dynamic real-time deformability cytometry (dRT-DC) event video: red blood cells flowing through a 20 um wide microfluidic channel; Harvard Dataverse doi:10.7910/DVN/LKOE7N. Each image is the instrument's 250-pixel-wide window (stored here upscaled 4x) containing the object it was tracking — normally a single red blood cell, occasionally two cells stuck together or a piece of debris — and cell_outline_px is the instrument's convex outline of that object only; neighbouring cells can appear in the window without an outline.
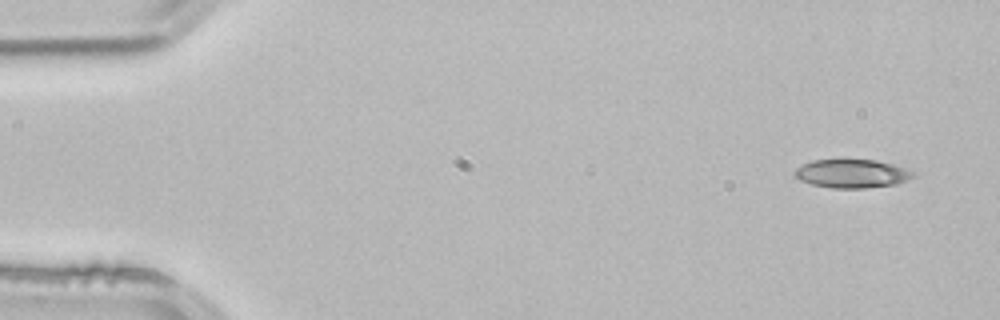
{"species": "common noctule bat (a hibernating species)", "species_latin": "Nyctalus noctula", "temperature_condition": "room temperature", "stored_images_in_passage": 4, "camera_frame_rate_fps": 3000, "um_per_image_px": 0.085, "animal": {"sex": "male", "body_mass_g": 21.5, "forearm_length_mm": 52.0}, "frame": {"image": 1, "passage_image": 1, "time_ms": 0.0, "image_size_px": [1000, 320], "cell_outline_px": [[916, 176], [908, 180], [896, 184], [864, 188], [832, 188], [812, 184], [800, 180], [792, 172], [796, 168], [812, 160], [876, 160], [892, 164], [912, 172]], "centroid_in_image_um": [72.39, 14.76], "position_along_channel_um": 12.6, "area_um2": 19.48}}
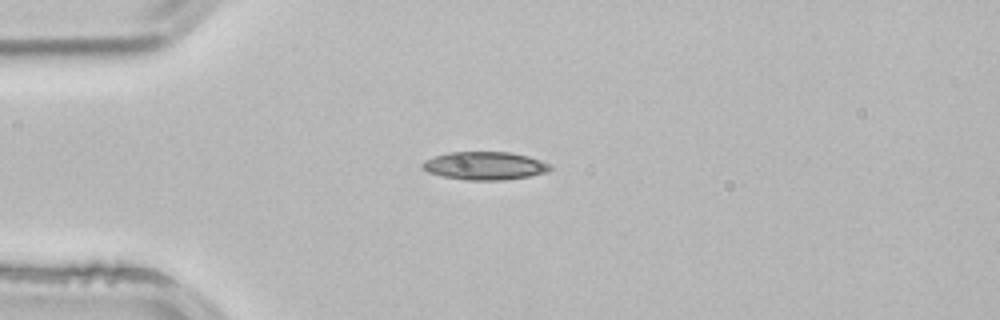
{"frame": {"image": 2, "passage_image": 3, "time_ms": 0.667, "image_size_px": [1000, 320], "cell_outline_px": [[552, 168], [548, 172], [528, 176], [500, 180], [468, 180], [444, 176], [428, 172], [420, 164], [424, 160], [448, 152], [512, 152], [528, 156], [552, 164]], "centroid_in_image_um": [41.24, 14.08], "position_along_channel_um": 43.8, "area_um2": 20.81}}
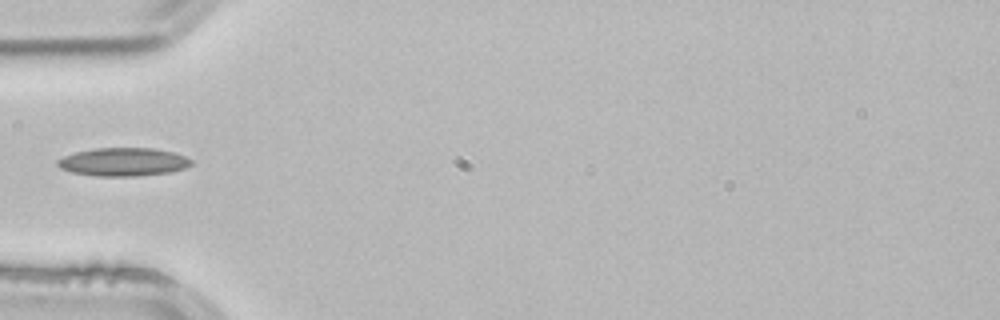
{"frame": {"image": 3, "passage_image": 4, "time_ms": 1.0, "image_size_px": [1000, 320], "cell_outline_px": [[192, 164], [184, 168], [168, 172], [136, 176], [96, 176], [72, 172], [60, 168], [56, 164], [56, 160], [64, 156], [76, 152], [96, 148], [152, 148], [172, 152], [184, 156], [192, 160]], "centroid_in_image_um": [10.45, 13.76], "position_along_channel_um": 74.6, "area_um2": 21.85}}